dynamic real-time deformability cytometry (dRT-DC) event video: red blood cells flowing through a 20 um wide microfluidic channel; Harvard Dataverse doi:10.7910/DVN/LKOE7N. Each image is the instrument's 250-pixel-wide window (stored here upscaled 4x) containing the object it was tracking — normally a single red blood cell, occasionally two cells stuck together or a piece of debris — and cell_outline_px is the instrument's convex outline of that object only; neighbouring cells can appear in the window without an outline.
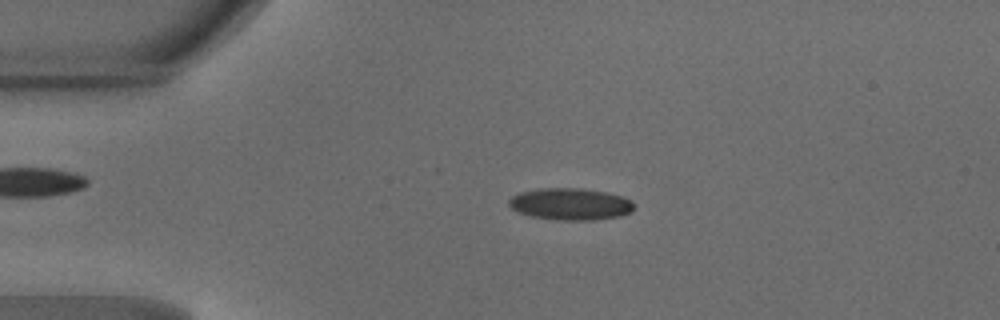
{"species": "common noctule bat (a hibernating species)", "species_latin": "Nyctalus noctula", "temperature_condition": "warm", "stored_images_in_passage": 47, "camera_frame_rate_fps": 3000, "um_per_image_px": 0.085, "animal": {"sex": "male", "body_mass_g": 18.8}, "frame": {"image": 1, "passage_image": 10, "time_ms": 3.0, "image_size_px": [1000, 320], "cell_outline_px": [[632, 212], [620, 216], [596, 220], [556, 220], [532, 216], [520, 212], [512, 208], [508, 204], [508, 200], [512, 196], [520, 192], [540, 188], [580, 188], [604, 192], [624, 196], [632, 200]], "centroid_in_image_um": [48.49, 17.34], "position_along_channel_um": 36.5, "area_um2": 23.24}}
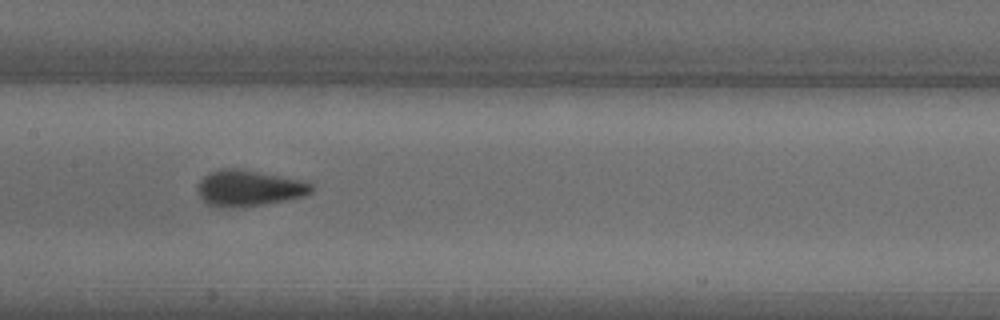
{"frame": {"image": 2, "passage_image": 23, "time_ms": 7.333, "image_size_px": [1000, 320], "cell_outline_px": [[312, 192], [304, 196], [284, 200], [260, 204], [224, 208], [208, 204], [196, 192], [196, 188], [200, 180], [208, 172], [220, 168], [240, 168], [308, 180], [312, 184]], "centroid_in_image_um": [21.16, 15.95], "position_along_channel_um": 186.2, "area_um2": 24.16}}
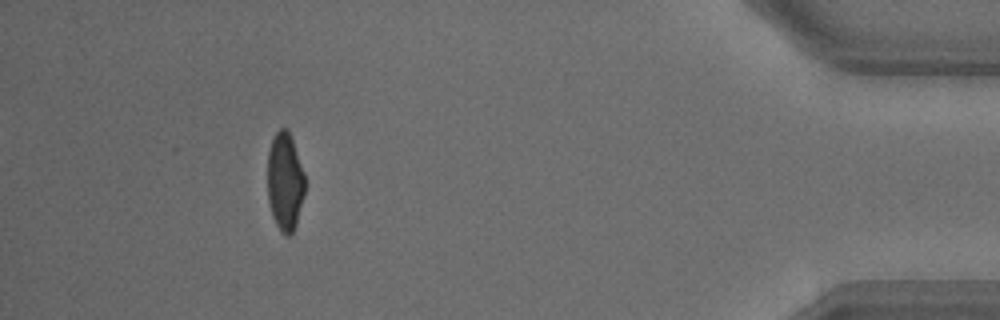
{"frame": {"image": 3, "passage_image": 43, "time_ms": 14.0, "image_size_px": [1000, 320], "cell_outline_px": [[304, 196], [296, 224], [292, 232], [288, 236], [276, 224], [272, 216], [268, 200], [268, 152], [272, 136], [280, 128], [288, 128], [304, 172]], "centroid_in_image_um": [24.21, 15.39], "position_along_channel_um": 411.0, "area_um2": 21.27}, "authors_computed_cell_mechanics": {"area_um2": 22.3686, "velocity_mm_per_s": 4.2279, "shape_relaxation_time_tau1_ms": 2.6535, "shape_relaxation_time_tau2_ms": 0.47, "deformation_change_tau1": 0.1414, "deformation_change_tau2": 0.061}}